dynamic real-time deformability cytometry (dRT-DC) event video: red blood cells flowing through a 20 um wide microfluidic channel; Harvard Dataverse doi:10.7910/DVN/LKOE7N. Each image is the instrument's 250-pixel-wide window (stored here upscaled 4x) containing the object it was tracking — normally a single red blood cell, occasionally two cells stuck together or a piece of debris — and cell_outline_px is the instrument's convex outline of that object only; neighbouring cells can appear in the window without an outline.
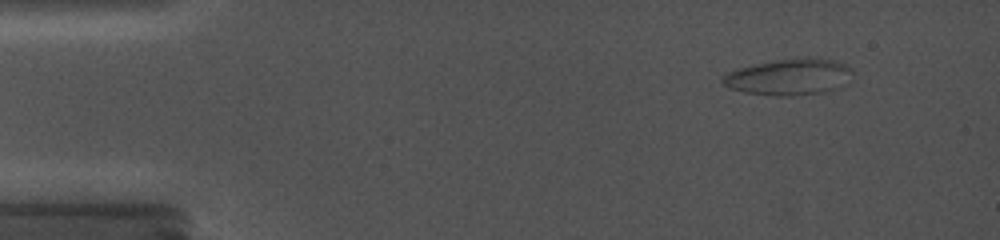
{"species": "common noctule bat (a hibernating species)", "species_latin": "Nyctalus noctula", "temperature_condition": "cold", "stored_images_in_passage": 55, "camera_frame_rate_fps": 5000, "um_per_image_px": 0.085, "animal": {"sex": "female", "body_mass_g": 19.0, "forearm_length_mm": 56.7}, "frame": {"image": 1, "passage_image": 4, "time_ms": 1.8, "image_size_px": [1000, 240], "cell_outline_px": [[852, 72], [844, 84], [836, 88], [824, 92], [792, 96], [772, 96], [744, 92], [728, 88], [720, 80], [728, 72], [740, 68], [756, 64], [776, 60], [836, 60], [852, 68]], "centroid_in_image_um": [67.03, 6.58], "position_along_channel_um": 18.0, "area_um2": 26.7}}
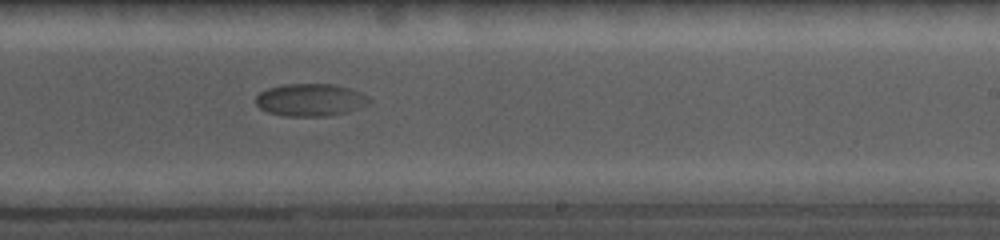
{"frame": {"image": 2, "passage_image": 36, "time_ms": 11.4, "image_size_px": [1000, 240], "cell_outline_px": [[372, 100], [368, 104], [344, 112], [328, 116], [284, 116], [268, 112], [260, 108], [256, 104], [256, 96], [260, 92], [268, 88], [288, 84], [332, 84], [348, 88], [368, 96]], "centroid_in_image_um": [26.36, 8.49], "position_along_channel_um": 262.6, "area_um2": 21.21}}
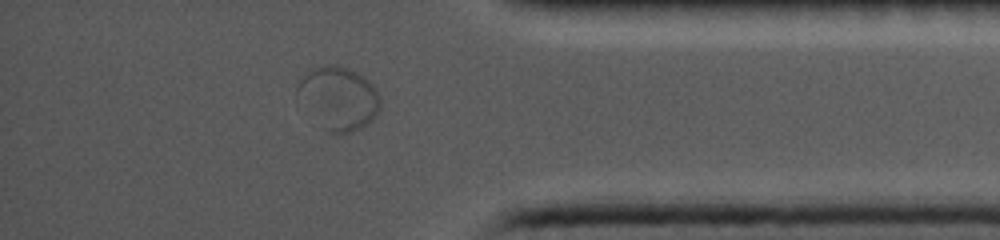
{"frame": {"image": 3, "passage_image": 50, "time_ms": 15.6, "image_size_px": [1000, 240], "cell_outline_px": [[380, 108], [372, 120], [360, 128], [352, 132], [324, 132], [320, 128], [296, 96], [296, 88], [300, 80], [312, 68], [324, 64], [336, 64], [348, 68], [356, 72], [368, 80], [372, 84], [380, 100]], "centroid_in_image_um": [28.73, 8.35], "position_along_channel_um": 406.5, "area_um2": 30.58}}